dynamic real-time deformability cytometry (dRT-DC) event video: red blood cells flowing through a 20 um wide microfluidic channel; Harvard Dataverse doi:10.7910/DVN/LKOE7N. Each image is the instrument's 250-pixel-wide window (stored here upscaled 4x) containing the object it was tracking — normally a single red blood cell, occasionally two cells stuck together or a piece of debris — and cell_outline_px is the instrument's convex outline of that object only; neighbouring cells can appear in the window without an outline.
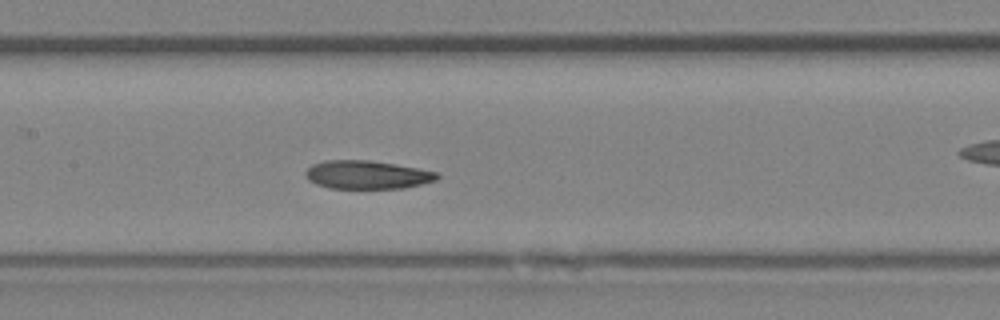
{"species": "Egyptian fruit bat (a non-hibernating species)", "species_latin": "Rousettus aegyptiacus", "temperature_condition": "room temperature", "stored_images_in_passage": 39, "camera_frame_rate_fps": 3000, "um_per_image_px": 0.085, "animal": {"sex": "female"}, "frame": {"image": 1, "passage_image": 17, "time_ms": 5.333, "image_size_px": [1000, 320], "cell_outline_px": [[440, 176], [436, 180], [404, 188], [328, 188], [316, 184], [308, 180], [304, 172], [312, 164], [324, 160], [372, 160], [420, 168], [440, 172]], "centroid_in_image_um": [31.21, 14.84], "position_along_channel_um": 176.2, "area_um2": 21.96}}